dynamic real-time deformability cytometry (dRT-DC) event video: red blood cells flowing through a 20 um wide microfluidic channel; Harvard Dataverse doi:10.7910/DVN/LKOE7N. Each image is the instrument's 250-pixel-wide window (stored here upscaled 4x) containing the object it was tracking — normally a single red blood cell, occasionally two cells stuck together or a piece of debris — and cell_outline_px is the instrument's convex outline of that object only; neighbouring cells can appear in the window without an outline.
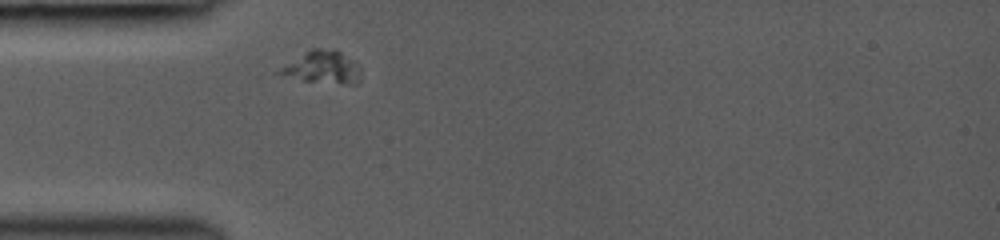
{"species": "common noctule bat (a hibernating species)", "species_latin": "Nyctalus noctula", "temperature_condition": "room temperature", "stored_images_in_passage": 24, "camera_frame_rate_fps": 3000, "um_per_image_px": 0.085, "animal": {"sex": "female", "body_mass_g": 19.0, "forearm_length_mm": 53.3}, "frame": {"image": 1, "passage_image": 1, "time_ms": 0.0, "image_size_px": [1000, 240], "cell_outline_px": [[360, 80], [356, 84], [348, 84], [304, 80], [276, 72], [280, 68], [312, 48], [320, 48], [340, 52], [356, 64], [360, 68]], "centroid_in_image_um": [27.46, 5.73], "position_along_channel_um": 57.5, "area_um2": 14.62}}
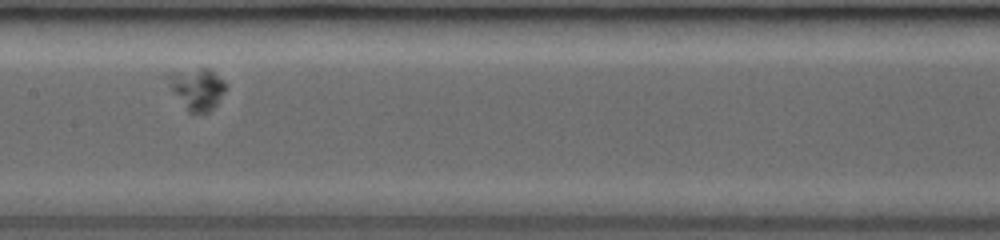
{"frame": {"image": 2, "passage_image": 9, "time_ms": 2.667, "image_size_px": [1000, 240], "cell_outline_px": [[228, 88], [216, 104], [208, 112], [188, 112], [172, 88], [168, 76], [168, 72], [200, 68], [208, 68], [224, 80], [228, 84]], "centroid_in_image_um": [16.82, 7.52], "position_along_channel_um": 190.6, "area_um2": 13.64}}
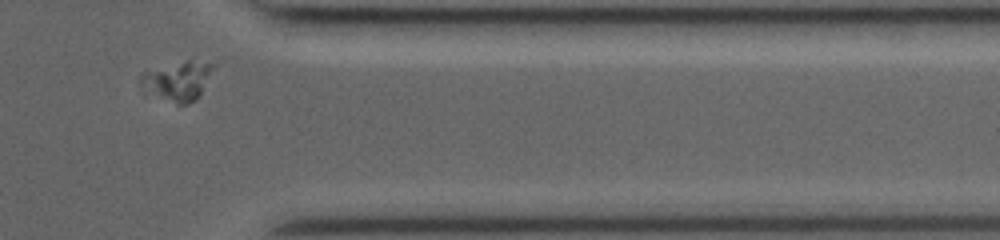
{"frame": {"image": 3, "passage_image": 21, "time_ms": 6.667, "image_size_px": [1000, 240], "cell_outline_px": [[212, 68], [200, 96], [196, 100], [188, 104], [176, 104], [140, 84], [140, 76], [144, 72], [188, 60], [192, 60], [212, 64]], "centroid_in_image_um": [15.15, 6.87], "position_along_channel_um": 396.2, "area_um2": 15.49}}